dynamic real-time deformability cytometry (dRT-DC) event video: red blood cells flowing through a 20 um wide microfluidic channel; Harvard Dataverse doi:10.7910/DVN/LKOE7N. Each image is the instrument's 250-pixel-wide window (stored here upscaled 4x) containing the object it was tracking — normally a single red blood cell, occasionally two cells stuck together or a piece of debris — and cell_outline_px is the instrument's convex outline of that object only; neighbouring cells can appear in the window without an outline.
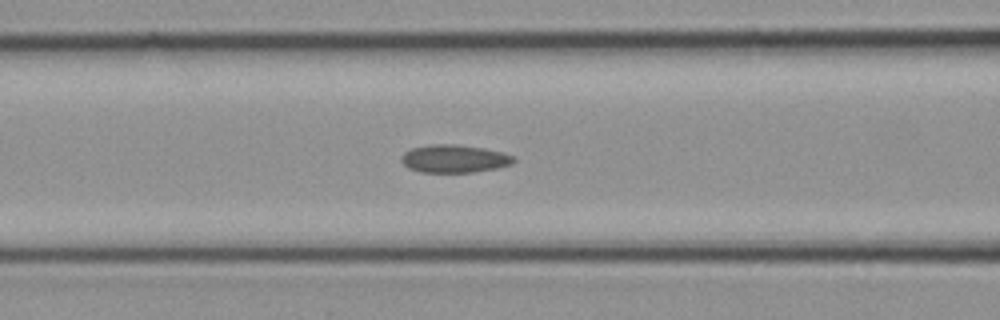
{"species": "common noctule bat (a hibernating species)", "species_latin": "Nyctalus noctula", "temperature_condition": "cold", "stored_images_in_passage": 24, "camera_frame_rate_fps": 3000, "um_per_image_px": 0.085, "animal": {"sex": "female", "body_mass_g": 21.9}, "frame": {"image": 1, "passage_image": 7, "time_ms": 2.0, "image_size_px": [1000, 320], "cell_outline_px": [[516, 160], [512, 164], [496, 168], [472, 172], [420, 172], [408, 168], [400, 160], [400, 156], [404, 152], [412, 148], [432, 144], [452, 144], [484, 148], [504, 152], [512, 156]], "centroid_in_image_um": [38.6, 13.49], "position_along_channel_um": 128.0, "area_um2": 18.26}}
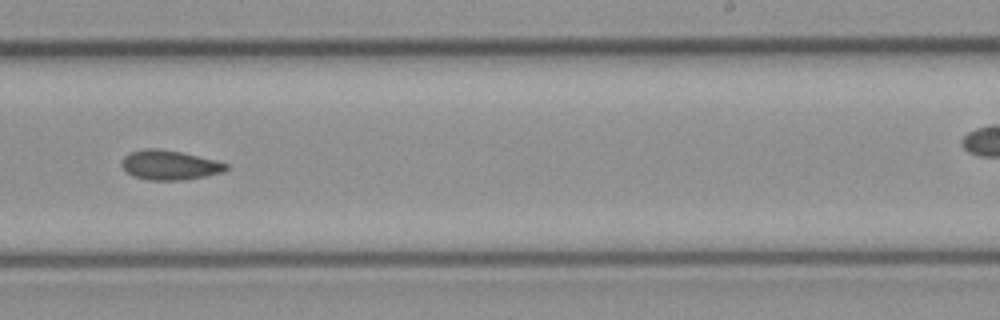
{"frame": {"image": 2, "passage_image": 13, "time_ms": 4.0, "image_size_px": [1000, 320], "cell_outline_px": [[228, 168], [224, 172], [184, 180], [148, 180], [132, 176], [120, 164], [124, 156], [128, 152], [144, 148], [156, 148], [180, 152], [216, 160], [228, 164]], "centroid_in_image_um": [14.39, 14.03], "position_along_channel_um": 274.6, "area_um2": 18.03}}
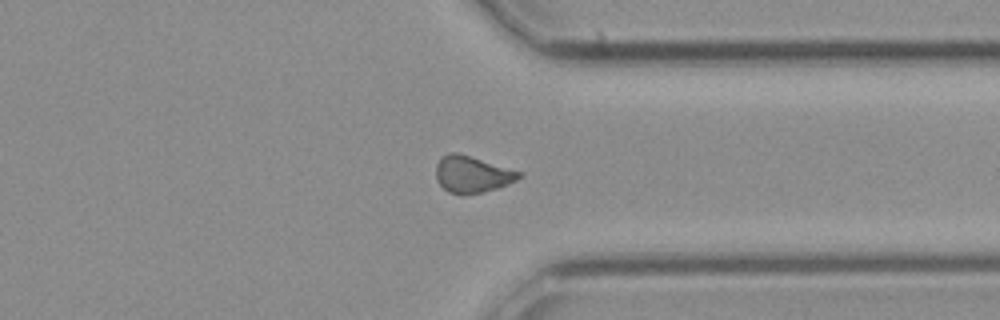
{"frame": {"image": 3, "passage_image": 17, "time_ms": 5.333, "image_size_px": [1000, 320], "cell_outline_px": [[524, 172], [516, 180], [508, 184], [484, 192], [460, 196], [448, 192], [436, 180], [436, 164], [440, 156], [448, 152], [456, 152]], "centroid_in_image_um": [40.1, 14.82], "position_along_channel_um": 371.3, "area_um2": 17.98}}